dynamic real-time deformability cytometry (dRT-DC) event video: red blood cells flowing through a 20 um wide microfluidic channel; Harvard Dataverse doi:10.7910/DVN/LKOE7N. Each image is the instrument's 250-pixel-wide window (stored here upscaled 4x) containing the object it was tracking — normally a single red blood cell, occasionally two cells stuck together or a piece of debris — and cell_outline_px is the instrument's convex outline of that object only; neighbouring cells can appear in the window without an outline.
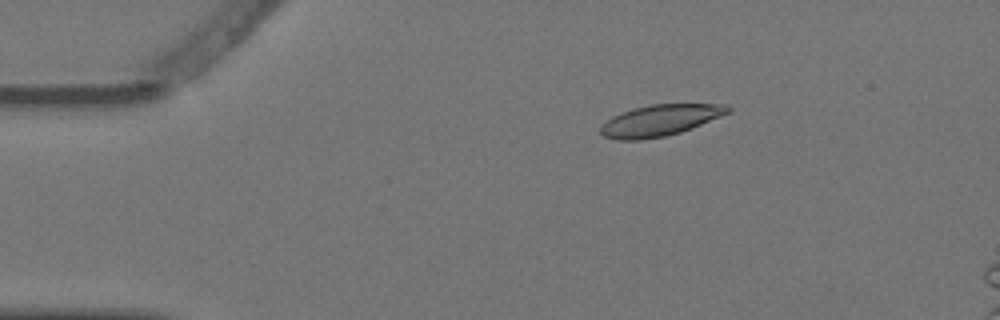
{"species": "Egyptian fruit bat (a non-hibernating species)", "species_latin": "Rousettus aegyptiacus", "temperature_condition": "warm", "stored_images_in_passage": 6, "camera_frame_rate_fps": 3000, "um_per_image_px": 0.085, "animal": {"sex": "female"}, "frame": {"image": 1, "passage_image": 3, "time_ms": 0.667, "image_size_px": [1000, 320], "cell_outline_px": [[732, 112], [692, 128], [680, 132], [664, 136], [640, 140], [616, 140], [604, 136], [600, 132], [600, 124], [612, 116], [632, 108], [652, 104], [728, 104], [732, 108]], "centroid_in_image_um": [56.11, 10.22], "position_along_channel_um": 28.9, "area_um2": 23.41}}